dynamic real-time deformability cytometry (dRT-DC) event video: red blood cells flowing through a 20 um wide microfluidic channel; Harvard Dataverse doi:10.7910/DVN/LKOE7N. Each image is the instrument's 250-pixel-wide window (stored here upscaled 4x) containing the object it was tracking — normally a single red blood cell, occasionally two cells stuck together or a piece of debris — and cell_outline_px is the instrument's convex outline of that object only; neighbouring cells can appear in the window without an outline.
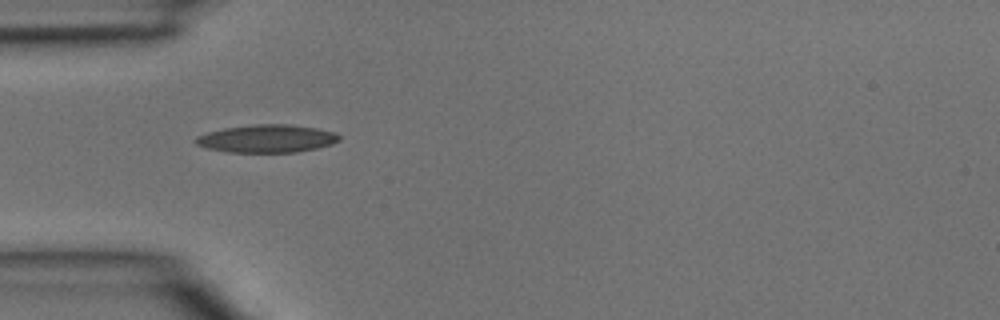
{"species": "common noctule bat (a hibernating species)", "species_latin": "Nyctalus noctula", "temperature_condition": "room temperature", "stored_images_in_passage": 1, "camera_frame_rate_fps": 3000, "um_per_image_px": 0.085, "animal": {"sex": "male", "body_mass_g": 15.6}, "frame": {"image": 1, "passage_image": 1, "time_ms": 0.0, "image_size_px": [1000, 320], "cell_outline_px": [[340, 140], [332, 144], [316, 148], [296, 152], [228, 152], [208, 148], [196, 144], [192, 140], [196, 136], [208, 132], [224, 128], [256, 124], [292, 124], [316, 128], [332, 132], [340, 136]], "centroid_in_image_um": [22.66, 11.78], "position_along_channel_um": 62.3, "area_um2": 23.24}}